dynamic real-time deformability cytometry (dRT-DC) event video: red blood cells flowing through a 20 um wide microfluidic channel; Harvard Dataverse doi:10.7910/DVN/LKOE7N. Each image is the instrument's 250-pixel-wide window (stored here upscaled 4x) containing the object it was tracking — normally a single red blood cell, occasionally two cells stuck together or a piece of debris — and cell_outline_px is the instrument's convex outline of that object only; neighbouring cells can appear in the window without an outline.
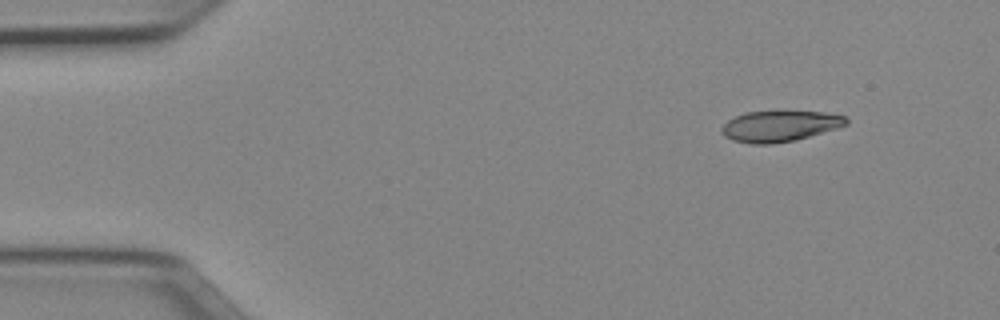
{"species": "Egyptian fruit bat (a non-hibernating species)", "species_latin": "Rousettus aegyptiacus", "temperature_condition": "cold", "stored_images_in_passage": 46, "camera_frame_rate_fps": 3000, "um_per_image_px": 0.085, "animal": {"sex": "female"}, "frame": {"image": 1, "passage_image": 1, "time_ms": 0.0, "image_size_px": [1000, 320], "cell_outline_px": [[848, 124], [836, 128], [796, 140], [772, 144], [752, 144], [732, 140], [724, 136], [720, 132], [720, 128], [728, 120], [736, 116], [748, 112], [824, 112], [848, 116]], "centroid_in_image_um": [66.27, 10.73], "position_along_channel_um": 18.7, "area_um2": 22.31}}
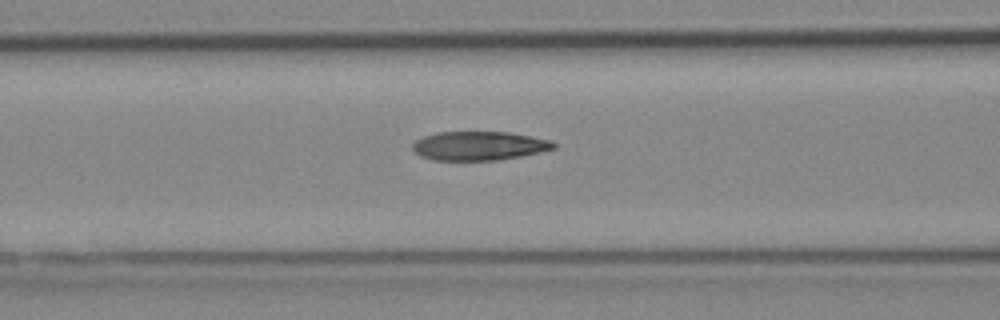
{"frame": {"image": 2, "passage_image": 16, "time_ms": 5.0, "image_size_px": [1000, 320], "cell_outline_px": [[556, 148], [540, 152], [520, 156], [496, 160], [432, 160], [420, 156], [412, 148], [412, 144], [416, 140], [424, 136], [436, 132], [512, 132], [552, 140], [556, 144]], "centroid_in_image_um": [40.73, 12.39], "position_along_channel_um": 125.9, "area_um2": 23.87}}
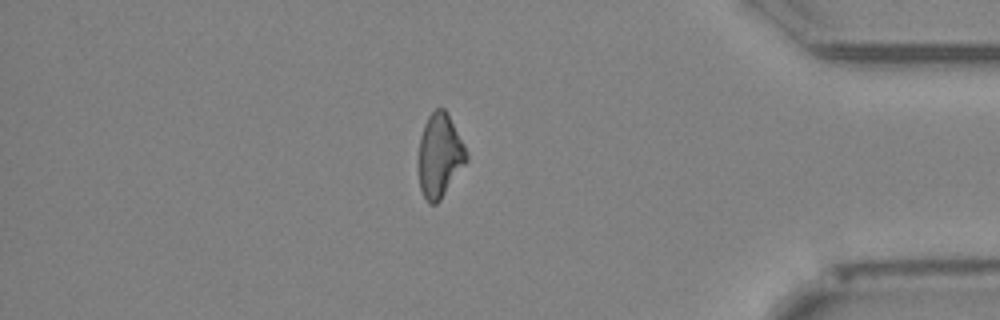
{"frame": {"image": 3, "passage_image": 39, "time_ms": 12.667, "image_size_px": [1000, 320], "cell_outline_px": [[468, 160], [440, 200], [436, 204], [428, 204], [420, 188], [420, 136], [424, 124], [428, 116], [436, 108], [444, 108], [464, 144], [468, 156]], "centroid_in_image_um": [37.39, 13.23], "position_along_channel_um": 397.8, "area_um2": 22.89}, "authors_computed_cell_mechanics": {"area_um2": 23.9292, "velocity_mm_per_s": 3.9811, "shape_relaxation_time_tau1_ms": 8.2023, "shape_relaxation_time_tau2_ms": 4.2378, "deformation_change_tau1": 0.2143, "deformation_change_tau2": 0.1248}}